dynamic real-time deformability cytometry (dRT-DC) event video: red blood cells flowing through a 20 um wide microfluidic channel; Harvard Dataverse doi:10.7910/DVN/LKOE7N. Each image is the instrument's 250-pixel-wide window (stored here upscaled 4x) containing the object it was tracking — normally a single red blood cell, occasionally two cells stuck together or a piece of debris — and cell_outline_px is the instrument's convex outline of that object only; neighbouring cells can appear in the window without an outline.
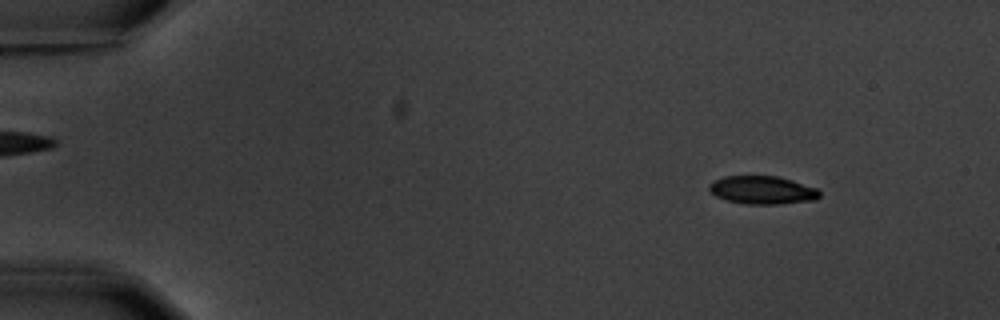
{"species": "common noctule bat (a hibernating species)", "species_latin": "Nyctalus noctula", "temperature_condition": "warm", "stored_images_in_passage": 4, "camera_frame_rate_fps": 3000, "um_per_image_px": 0.085, "animal": {"sex": "male", "body_mass_g": 20.1, "forearm_length_mm": 53.5}, "frame": {"image": 1, "passage_image": 1, "time_ms": 0.0, "image_size_px": [1000, 320], "cell_outline_px": [[820, 196], [816, 200], [780, 204], [744, 204], [728, 200], [716, 196], [708, 188], [708, 184], [712, 180], [724, 176], [776, 176], [792, 180], [816, 188], [820, 192]], "centroid_in_image_um": [64.79, 16.15], "position_along_channel_um": 20.2, "area_um2": 18.15}}
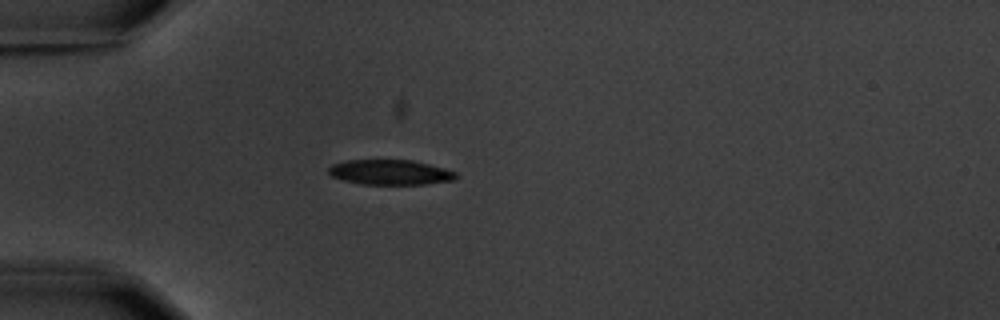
{"frame": {"image": 2, "passage_image": 4, "time_ms": 3.333, "image_size_px": [1000, 320], "cell_outline_px": [[456, 176], [452, 180], [424, 184], [360, 184], [344, 180], [332, 176], [328, 172], [328, 168], [332, 164], [348, 160], [412, 160], [444, 168], [456, 172]], "centroid_in_image_um": [33.13, 14.64], "position_along_channel_um": 51.9, "area_um2": 18.38}}